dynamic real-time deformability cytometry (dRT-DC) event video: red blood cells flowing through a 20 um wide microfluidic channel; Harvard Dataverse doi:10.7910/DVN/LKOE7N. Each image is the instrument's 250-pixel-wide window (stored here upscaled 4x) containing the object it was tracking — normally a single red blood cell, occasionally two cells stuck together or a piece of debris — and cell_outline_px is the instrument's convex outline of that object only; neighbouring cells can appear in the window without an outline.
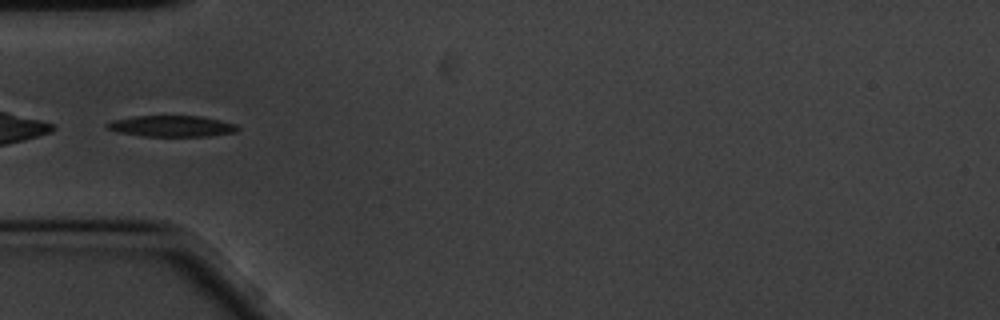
{"species": "common noctule bat (a hibernating species)", "species_latin": "Nyctalus noctula", "temperature_condition": "cold", "stored_images_in_passage": 41, "camera_frame_rate_fps": 3000, "um_per_image_px": 0.085, "animal": {"sex": "male", "body_mass_g": 20.1, "forearm_length_mm": 53.5}, "frame": {"image": 1, "passage_image": 1, "time_ms": 0.0, "image_size_px": [1000, 320], "cell_outline_px": [[240, 128], [236, 132], [208, 136], [144, 136], [116, 132], [104, 128], [104, 124], [112, 120], [132, 116], [200, 116], [220, 120], [236, 124]], "centroid_in_image_um": [14.54, 10.72], "position_along_channel_um": 70.5, "area_um2": 16.24}}